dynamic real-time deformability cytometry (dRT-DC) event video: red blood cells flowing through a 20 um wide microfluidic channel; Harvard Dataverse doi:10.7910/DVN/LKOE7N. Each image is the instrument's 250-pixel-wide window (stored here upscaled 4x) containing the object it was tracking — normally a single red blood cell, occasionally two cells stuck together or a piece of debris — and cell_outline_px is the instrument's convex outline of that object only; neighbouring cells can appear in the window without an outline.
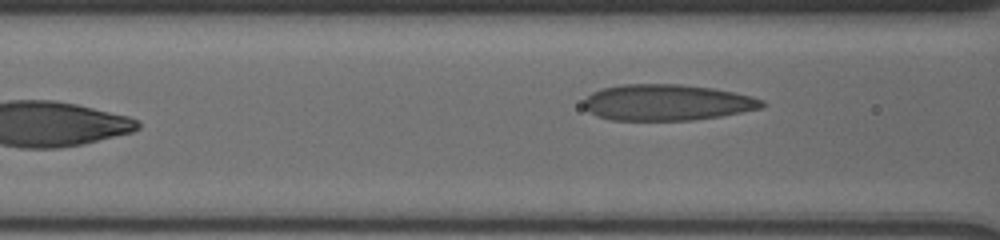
{"species": "human", "species_latin": "Homo sapiens", "temperature_condition": "cold", "stored_images_in_passage": 11, "camera_frame_rate_fps": 3000, "um_per_image_px": 0.085, "donor": {"sex": "male"}, "frame": {"image": 1, "passage_image": 11, "time_ms": 10.0, "image_size_px": [1000, 240], "cell_outline_px": [[764, 108], [720, 116], [692, 120], [612, 120], [596, 116], [584, 108], [584, 100], [592, 92], [600, 88], [620, 84], [680, 84], [712, 88], [752, 96], [764, 100]], "centroid_in_image_um": [56.68, 8.71], "position_along_channel_um": 109.9, "area_um2": 37.63}}